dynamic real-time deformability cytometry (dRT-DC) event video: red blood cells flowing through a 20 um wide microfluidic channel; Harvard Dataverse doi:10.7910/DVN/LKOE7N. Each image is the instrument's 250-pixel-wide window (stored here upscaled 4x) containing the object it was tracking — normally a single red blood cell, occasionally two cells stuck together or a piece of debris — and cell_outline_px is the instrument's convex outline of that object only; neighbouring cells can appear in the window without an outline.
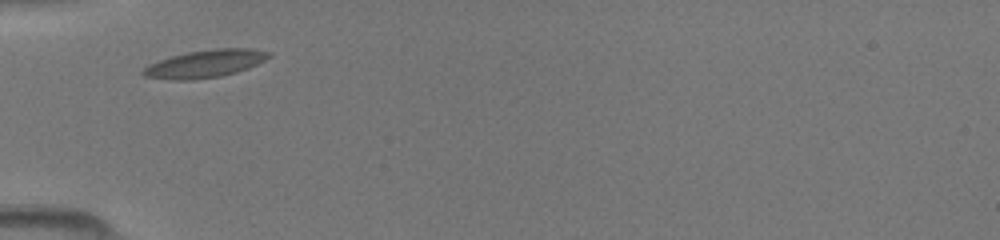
{"species": "common noctule bat (a hibernating species)", "species_latin": "Nyctalus noctula", "temperature_condition": "room temperature", "stored_images_in_passage": 28, "camera_frame_rate_fps": 3000, "um_per_image_px": 0.085, "animal": {"sex": "female", "body_mass_g": 19.5, "forearm_length_mm": 54.1}, "frame": {"image": 1, "passage_image": 1, "time_ms": 0.0, "image_size_px": [1000, 240], "cell_outline_px": [[272, 56], [248, 68], [236, 72], [220, 76], [192, 80], [172, 80], [144, 76], [140, 72], [148, 64], [172, 56], [188, 52], [216, 48], [252, 48], [272, 52]], "centroid_in_image_um": [17.45, 5.41], "position_along_channel_um": 67.5, "area_um2": 20.23}}
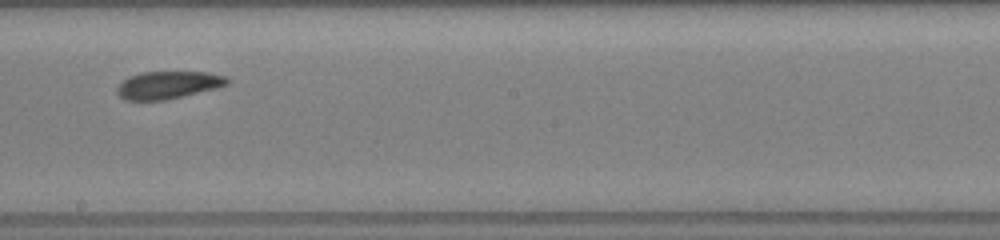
{"frame": {"image": 2, "passage_image": 13, "time_ms": 4.0, "image_size_px": [1000, 240], "cell_outline_px": [[228, 84], [216, 88], [164, 100], [124, 100], [116, 92], [116, 88], [124, 80], [140, 72], [208, 72], [224, 76], [228, 80]], "centroid_in_image_um": [14.26, 7.22], "position_along_channel_um": 233.9, "area_um2": 17.4}}
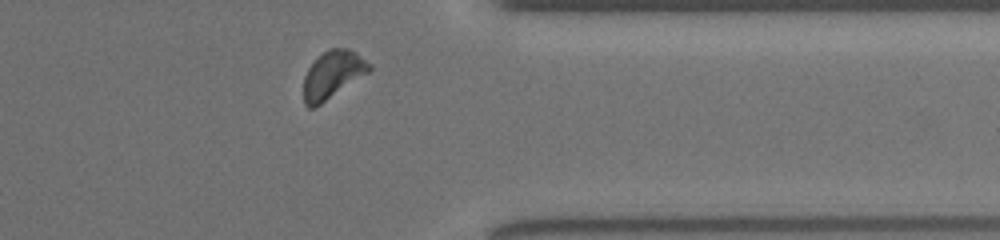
{"frame": {"image": 3, "passage_image": 24, "time_ms": 7.667, "image_size_px": [1000, 240], "cell_outline_px": [[372, 68], [368, 72], [320, 104], [312, 108], [308, 108], [304, 104], [304, 76], [308, 68], [328, 48], [348, 48], [356, 52], [372, 64]], "centroid_in_image_um": [28.28, 6.33], "position_along_channel_um": 383.1, "area_um2": 17.86}}